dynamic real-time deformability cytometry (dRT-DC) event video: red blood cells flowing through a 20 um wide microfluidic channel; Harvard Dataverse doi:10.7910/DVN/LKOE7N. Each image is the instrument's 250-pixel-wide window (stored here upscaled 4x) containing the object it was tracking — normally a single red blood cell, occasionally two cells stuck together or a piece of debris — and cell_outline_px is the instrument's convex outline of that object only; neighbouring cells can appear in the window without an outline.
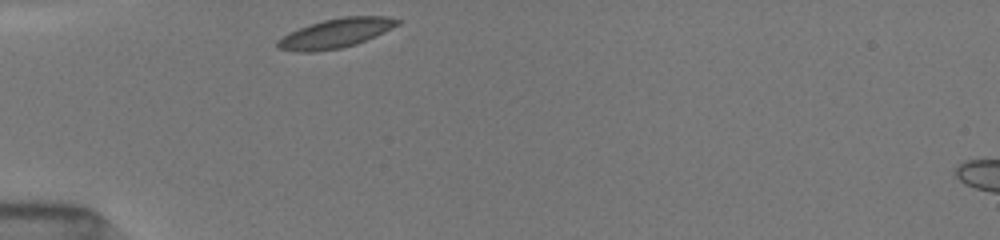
{"species": "common noctule bat (a hibernating species)", "species_latin": "Nyctalus noctula", "temperature_condition": "room temperature", "stored_images_in_passage": 29, "camera_frame_rate_fps": 3000, "um_per_image_px": 0.085, "animal": {"sex": "female", "body_mass_g": 19.5, "forearm_length_mm": 54.1}, "frame": {"image": 1, "passage_image": 1, "time_ms": 0.0, "image_size_px": [1000, 240], "cell_outline_px": [[400, 24], [376, 36], [356, 44], [340, 48], [316, 52], [296, 52], [276, 48], [276, 40], [300, 28], [324, 20], [344, 16], [388, 16], [400, 20]], "centroid_in_image_um": [28.55, 2.83], "position_along_channel_um": 56.5, "area_um2": 20.4}}
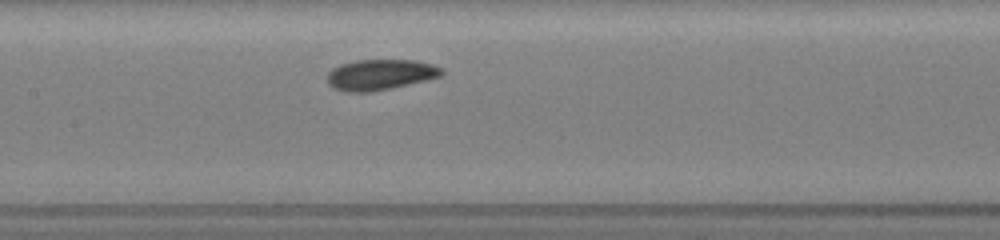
{"frame": {"image": 2, "passage_image": 11, "time_ms": 3.333, "image_size_px": [1000, 240], "cell_outline_px": [[444, 72], [440, 76], [392, 88], [372, 92], [344, 92], [332, 88], [328, 84], [328, 72], [332, 68], [340, 64], [356, 60], [416, 60], [432, 64], [444, 68]], "centroid_in_image_um": [32.29, 6.35], "position_along_channel_um": 175.1, "area_um2": 20.58}}
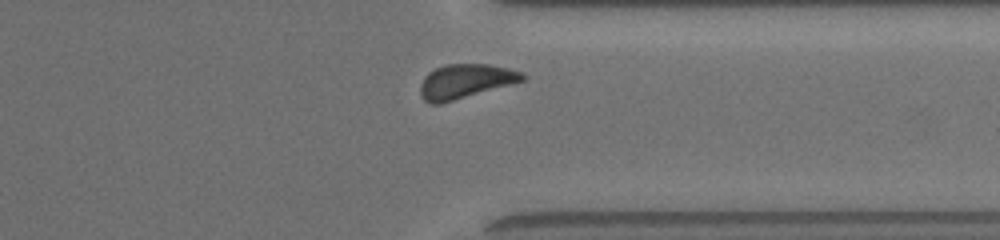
{"frame": {"image": 3, "passage_image": 26, "time_ms": 8.333, "image_size_px": [1000, 240], "cell_outline_px": [[524, 80], [440, 104], [428, 104], [424, 100], [420, 92], [420, 84], [424, 76], [428, 72], [444, 64], [488, 64], [508, 68], [524, 72]], "centroid_in_image_um": [39.51, 6.9], "position_along_channel_um": 371.9, "area_um2": 20.29}, "authors_computed_cell_mechanics": {"area_um2": 20.3456, "velocity_mm_per_s": 3.9345, "shape_relaxation_time_tau1_ms": 1.6167, "shape_relaxation_time_tau2_ms": 3.3164, "deformation_change_tau1": 0.0639, "deformation_change_tau2": 0.0847}}